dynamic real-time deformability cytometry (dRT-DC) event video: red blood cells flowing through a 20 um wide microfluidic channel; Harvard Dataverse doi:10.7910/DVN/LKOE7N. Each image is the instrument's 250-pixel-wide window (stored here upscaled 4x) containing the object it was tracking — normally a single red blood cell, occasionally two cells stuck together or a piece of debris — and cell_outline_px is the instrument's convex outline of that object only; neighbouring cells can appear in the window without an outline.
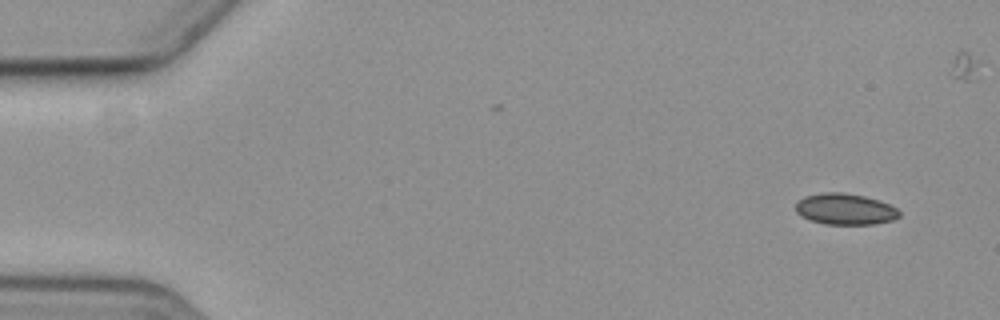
{"species": "common noctule bat (a hibernating species)", "species_latin": "Nyctalus noctula", "temperature_condition": "cold", "stored_images_in_passage": 6, "camera_frame_rate_fps": 3000, "um_per_image_px": 0.085, "animal": {"sex": "female", "body_mass_g": 19.3, "forearm_length_mm": 54.1}, "frame": {"image": 1, "passage_image": 1, "time_ms": 0.0, "image_size_px": [1000, 320], "cell_outline_px": [[900, 216], [892, 220], [872, 224], [824, 224], [812, 220], [796, 212], [796, 200], [804, 196], [824, 192], [844, 192], [864, 196], [888, 204], [896, 208], [900, 212]], "centroid_in_image_um": [71.81, 17.76], "position_along_channel_um": 13.2, "area_um2": 18.67}}
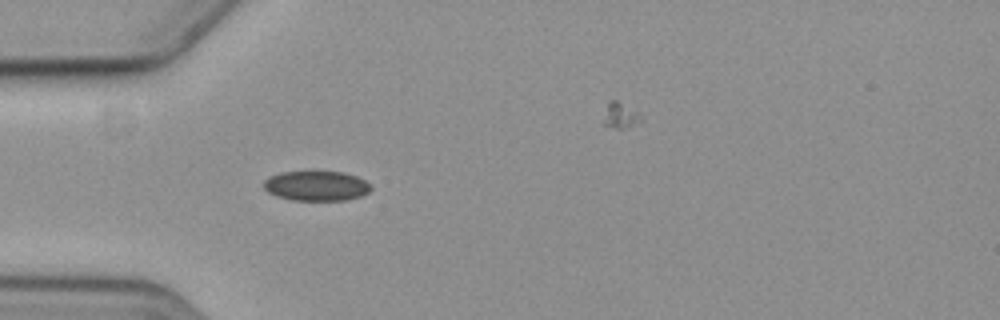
{"frame": {"image": 2, "passage_image": 5, "time_ms": 4.667, "image_size_px": [1000, 320], "cell_outline_px": [[372, 188], [368, 192], [360, 196], [344, 200], [292, 200], [276, 196], [268, 192], [264, 188], [264, 180], [280, 172], [344, 172], [356, 176], [364, 180]], "centroid_in_image_um": [26.88, 15.8], "position_along_channel_um": 58.1, "area_um2": 18.44}}